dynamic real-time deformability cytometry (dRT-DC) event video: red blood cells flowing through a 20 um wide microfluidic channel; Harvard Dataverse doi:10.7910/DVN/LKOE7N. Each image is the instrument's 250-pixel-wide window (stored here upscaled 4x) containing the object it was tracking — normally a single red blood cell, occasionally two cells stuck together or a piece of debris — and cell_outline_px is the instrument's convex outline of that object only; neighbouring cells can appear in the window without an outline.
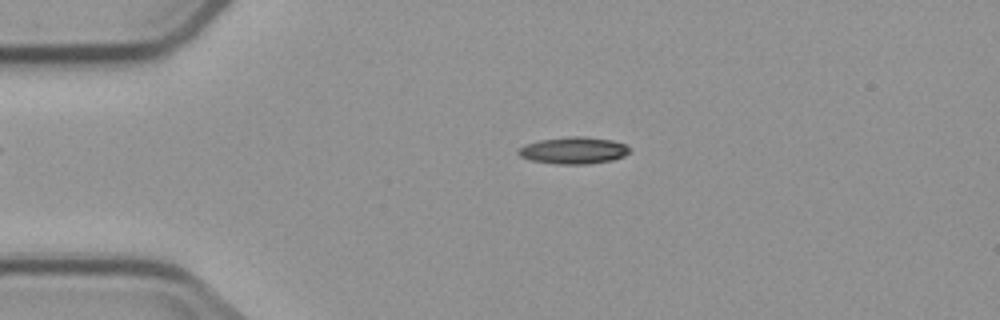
{"species": "common noctule bat (a hibernating species)", "species_latin": "Nyctalus noctula", "temperature_condition": "cold", "stored_images_in_passage": 3, "camera_frame_rate_fps": 3000, "um_per_image_px": 0.085, "animal": {"sex": "male", "body_mass_g": 23.1, "forearm_length_mm": 52.7}, "frame": {"image": 1, "passage_image": 3, "time_ms": 2.333, "image_size_px": [1000, 320], "cell_outline_px": [[628, 152], [624, 156], [612, 160], [588, 164], [556, 164], [532, 160], [520, 156], [516, 152], [516, 148], [540, 140], [572, 136], [584, 136], [612, 140], [624, 144], [628, 148]], "centroid_in_image_um": [48.72, 12.79], "position_along_channel_um": 36.3, "area_um2": 17.28}}